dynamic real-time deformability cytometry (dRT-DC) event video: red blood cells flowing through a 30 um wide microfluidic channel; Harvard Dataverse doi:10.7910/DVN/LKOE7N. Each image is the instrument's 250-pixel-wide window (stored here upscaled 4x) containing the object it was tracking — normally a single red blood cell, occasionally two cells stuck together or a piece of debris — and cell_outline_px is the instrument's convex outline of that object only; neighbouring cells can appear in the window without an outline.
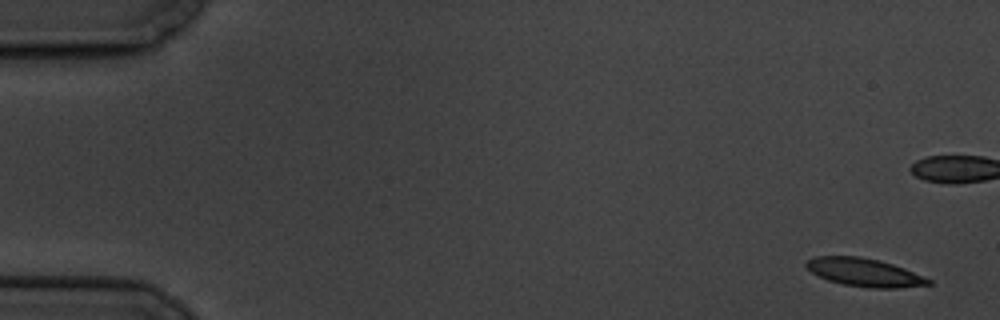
{"species": "common noctule bat (a hibernating species)", "species_latin": "Nyctalus noctula", "temperature_condition": "cold", "stored_images_in_passage": 5, "camera_frame_rate_fps": 3000, "um_per_image_px": 0.085, "animal": {"sex": "male", "body_mass_g": 19.5, "forearm_length_mm": 54.6}, "frame": {"image": 1, "passage_image": 1, "time_ms": 0.0, "image_size_px": [1000, 320], "cell_outline_px": [[932, 284], [896, 288], [872, 288], [844, 284], [828, 280], [812, 272], [804, 264], [812, 256], [860, 256], [880, 260], [904, 268], [932, 280]], "centroid_in_image_um": [73.47, 23.14], "position_along_channel_um": 11.5, "area_um2": 19.88}}